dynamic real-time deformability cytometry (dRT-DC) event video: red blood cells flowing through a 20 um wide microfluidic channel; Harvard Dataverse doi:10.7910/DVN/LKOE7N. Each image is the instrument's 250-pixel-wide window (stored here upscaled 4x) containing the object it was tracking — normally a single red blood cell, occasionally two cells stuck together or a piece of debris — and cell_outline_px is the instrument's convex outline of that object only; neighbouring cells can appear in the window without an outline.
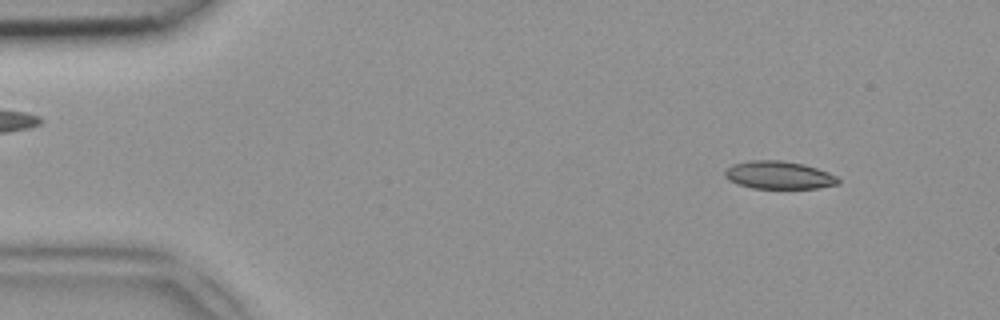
{"species": "common noctule bat (a hibernating species)", "species_latin": "Nyctalus noctula", "temperature_condition": "room temperature", "stored_images_in_passage": 49, "camera_frame_rate_fps": 3000, "um_per_image_px": 0.085, "animal": {"sex": "female", "body_mass_g": 18.4}, "frame": {"image": 1, "passage_image": 6, "time_ms": 1.667, "image_size_px": [1000, 320], "cell_outline_px": [[840, 184], [816, 188], [752, 188], [728, 180], [724, 176], [724, 172], [732, 164], [748, 160], [780, 160], [804, 164], [828, 172], [836, 176], [840, 180]], "centroid_in_image_um": [66.2, 14.88], "position_along_channel_um": 18.8, "area_um2": 18.38}}
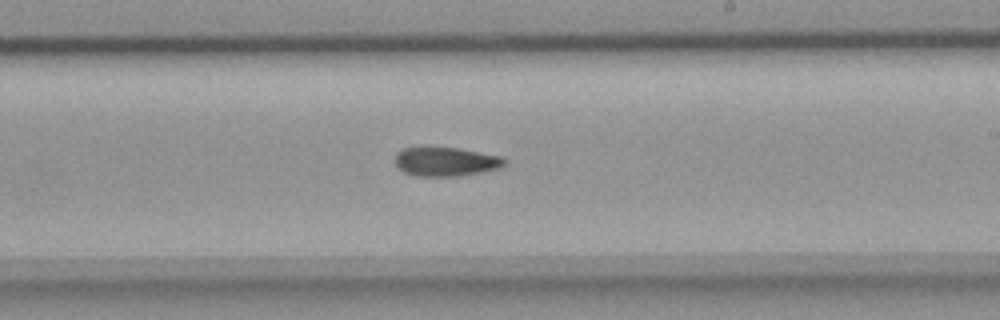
{"frame": {"image": 2, "passage_image": 29, "time_ms": 9.333, "image_size_px": [1000, 320], "cell_outline_px": [[508, 160], [500, 168], [456, 176], [416, 176], [404, 172], [396, 164], [396, 152], [404, 148], [460, 148], [500, 156]], "centroid_in_image_um": [37.9, 13.74], "position_along_channel_um": 251.1, "area_um2": 18.21}}
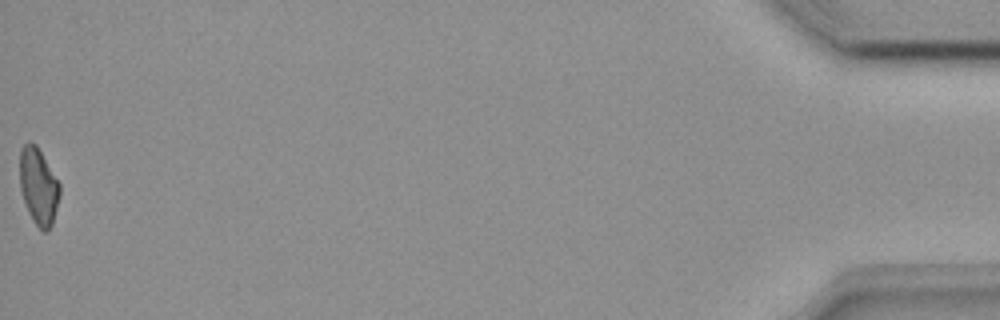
{"frame": {"image": 3, "passage_image": 49, "time_ms": 16.0, "image_size_px": [1000, 320], "cell_outline_px": [[60, 196], [52, 224], [44, 232], [32, 220], [28, 212], [20, 188], [20, 148], [28, 140], [36, 144], [60, 184]], "centroid_in_image_um": [3.26, 15.81], "position_along_channel_um": 431.9, "area_um2": 17.74}}